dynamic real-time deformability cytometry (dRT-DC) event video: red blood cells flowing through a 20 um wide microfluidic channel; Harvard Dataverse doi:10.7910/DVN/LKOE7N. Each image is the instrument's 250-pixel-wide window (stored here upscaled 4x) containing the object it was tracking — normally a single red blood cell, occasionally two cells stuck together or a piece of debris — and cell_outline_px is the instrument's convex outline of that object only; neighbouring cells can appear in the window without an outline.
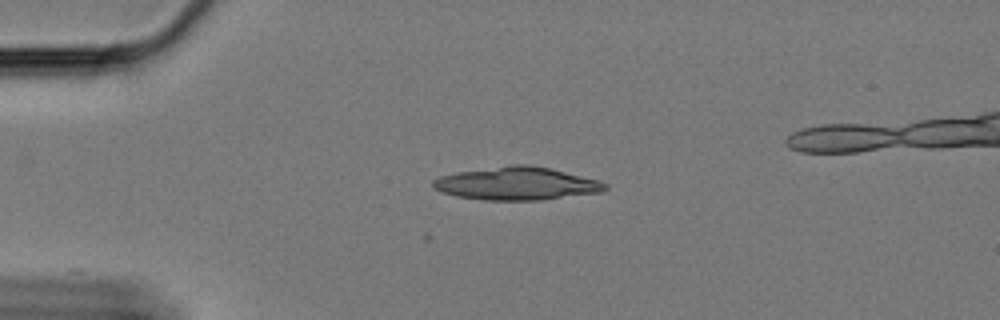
{"species": "Egyptian fruit bat (a non-hibernating species)", "species_latin": "Rousettus aegyptiacus", "temperature_condition": "cold", "stored_images_in_passage": 6, "camera_frame_rate_fps": 3000, "um_per_image_px": 0.085, "animal": {"sex": "female"}, "frame": {"image": 1, "passage_image": 1, "time_ms": 0.0, "image_size_px": [1000, 320], "cell_outline_px": [[608, 188], [604, 192], [544, 200], [484, 200], [456, 196], [440, 192], [432, 188], [432, 180], [440, 176], [456, 172], [512, 164], [528, 164], [548, 168], [600, 180], [608, 184]], "centroid_in_image_um": [43.93, 15.61], "position_along_channel_um": 41.1, "area_um2": 33.41}}